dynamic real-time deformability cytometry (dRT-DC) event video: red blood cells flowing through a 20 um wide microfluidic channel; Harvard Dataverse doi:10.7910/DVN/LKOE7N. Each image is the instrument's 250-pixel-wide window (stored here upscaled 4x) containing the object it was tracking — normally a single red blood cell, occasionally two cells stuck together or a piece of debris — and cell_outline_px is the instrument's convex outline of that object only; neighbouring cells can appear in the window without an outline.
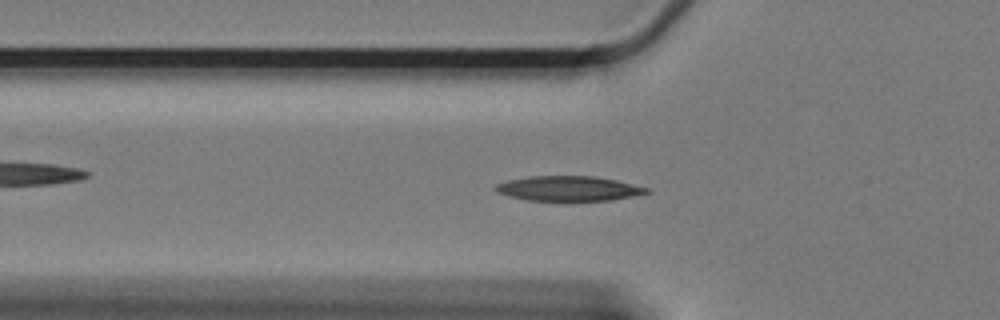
{"species": "Egyptian fruit bat (a non-hibernating species)", "species_latin": "Rousettus aegyptiacus", "temperature_condition": "cold", "stored_images_in_passage": 59, "camera_frame_rate_fps": 3000, "um_per_image_px": 0.085, "animal": {"sex": "female"}, "frame": {"image": 1, "passage_image": 18, "time_ms": 5.667, "image_size_px": [1000, 320], "cell_outline_px": [[652, 192], [632, 196], [608, 200], [528, 200], [496, 192], [492, 188], [496, 184], [508, 180], [528, 176], [596, 176], [616, 180], [652, 188]], "centroid_in_image_um": [48.36, 16.01], "position_along_channel_um": 77.4, "area_um2": 21.85}}
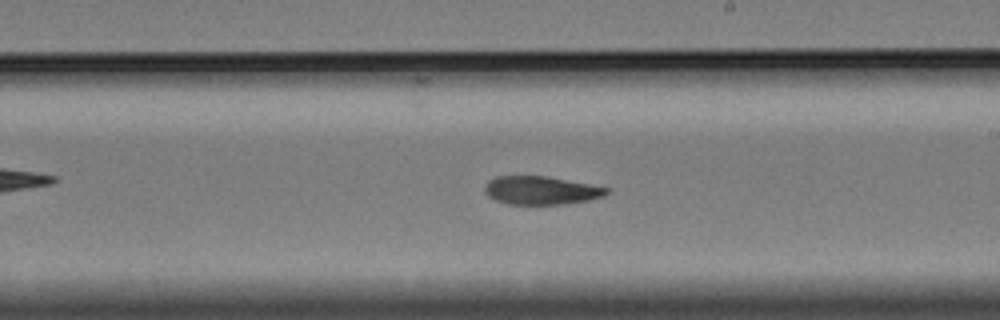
{"frame": {"image": 2, "passage_image": 33, "time_ms": 10.667, "image_size_px": [1000, 320], "cell_outline_px": [[608, 192], [604, 196], [588, 200], [564, 204], [508, 204], [496, 200], [488, 196], [484, 192], [484, 188], [488, 180], [496, 176], [544, 176], [588, 184], [608, 188]], "centroid_in_image_um": [45.94, 16.18], "position_along_channel_um": 243.1, "area_um2": 19.88}}
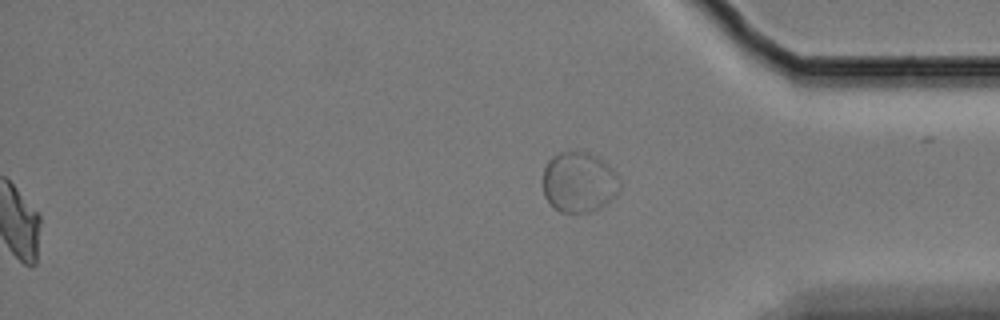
{"frame": {"image": 3, "passage_image": 59, "time_ms": 19.333, "image_size_px": [1000, 320], "cell_outline_px": [[620, 188], [616, 196], [600, 208], [592, 212], [560, 212], [544, 196], [540, 180], [544, 168], [548, 160], [552, 156], [560, 152], [592, 152], [604, 160], [616, 172], [620, 180]], "centroid_in_image_um": [49.21, 15.47], "position_along_channel_um": 386.0, "area_um2": 27.69}, "authors_computed_cell_mechanics": {"area_um2": 21.2704, "velocity_mm_per_s": 3.297, "shape_relaxation_time_tau1_ms": 5.5727, "shape_relaxation_time_tau2_ms": 9.7256, "deformation_change_tau1": 0.1649, "deformation_change_tau2": 0.1558}}